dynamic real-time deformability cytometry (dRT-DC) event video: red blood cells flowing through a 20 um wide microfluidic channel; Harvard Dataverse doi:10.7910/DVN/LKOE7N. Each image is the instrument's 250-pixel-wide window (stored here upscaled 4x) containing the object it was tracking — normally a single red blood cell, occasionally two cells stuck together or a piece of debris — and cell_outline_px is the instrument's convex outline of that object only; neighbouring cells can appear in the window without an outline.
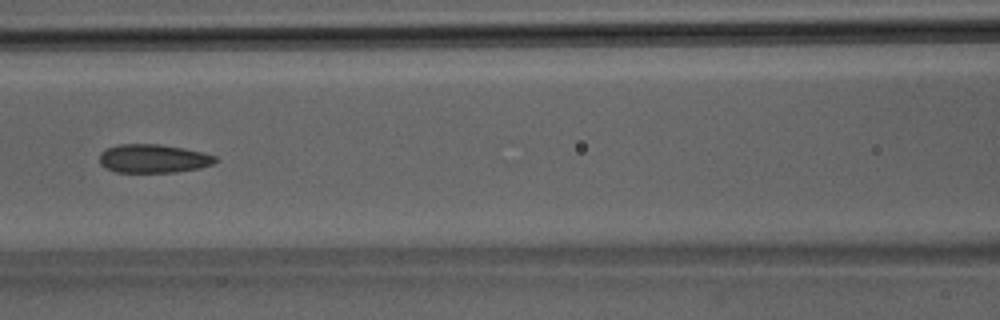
{"species": "Egyptian fruit bat (a non-hibernating species)", "species_latin": "Rousettus aegyptiacus", "temperature_condition": "room temperature", "stored_images_in_passage": 41, "segment_of_instrument_passage": [1, 2], "camera_frame_rate_fps": 3000, "um_per_image_px": 0.085, "animal": {"sex": "male"}, "frame": {"image": 1, "passage_image": 18, "time_ms": 5.667, "image_size_px": [1000, 320], "cell_outline_px": [[220, 160], [212, 164], [200, 168], [176, 172], [116, 172], [104, 168], [100, 164], [100, 152], [108, 148], [120, 144], [160, 144], [184, 148], [204, 152], [216, 156]], "centroid_in_image_um": [13.06, 13.48], "position_along_channel_um": 153.5, "area_um2": 19.48}}
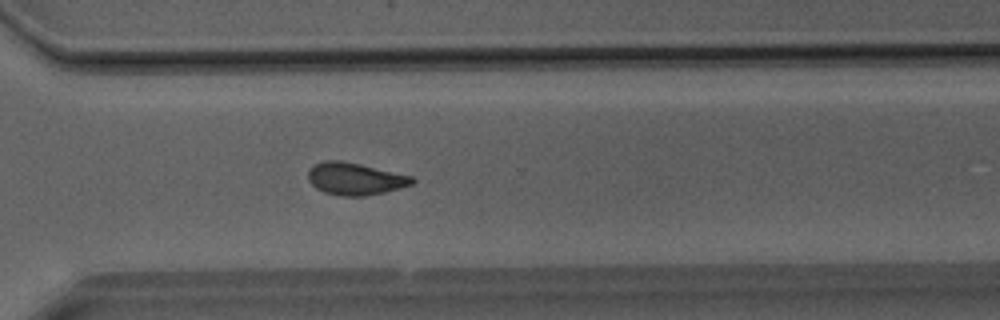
{"frame": {"image": 2, "passage_image": 29, "time_ms": 9.333, "image_size_px": [1000, 320], "cell_outline_px": [[416, 180], [412, 184], [400, 188], [384, 192], [364, 196], [340, 196], [324, 192], [316, 188], [308, 180], [308, 172], [316, 164], [324, 160], [340, 160], [360, 164], [412, 176]], "centroid_in_image_um": [30.18, 15.2], "position_along_channel_um": 340.4, "area_um2": 19.42}}
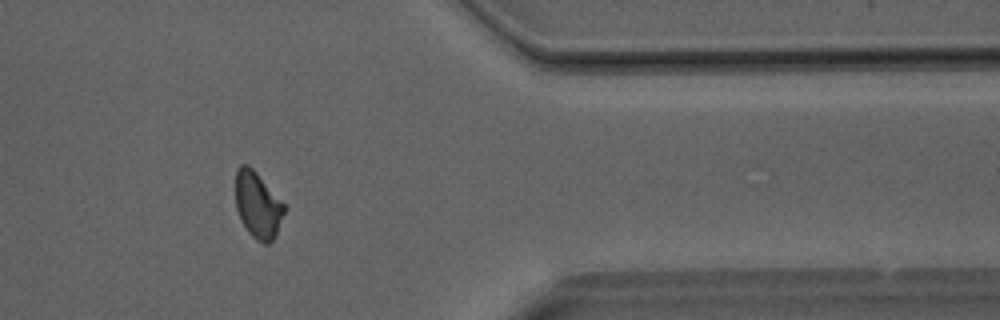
{"frame": {"image": 3, "passage_image": 33, "time_ms": 10.667, "image_size_px": [1000, 320], "cell_outline_px": [[288, 208], [276, 236], [268, 244], [264, 244], [256, 240], [248, 232], [240, 220], [236, 208], [236, 168], [240, 164], [248, 164], [256, 172]], "centroid_in_image_um": [21.93, 17.45], "position_along_channel_um": 389.5, "area_um2": 19.13}}